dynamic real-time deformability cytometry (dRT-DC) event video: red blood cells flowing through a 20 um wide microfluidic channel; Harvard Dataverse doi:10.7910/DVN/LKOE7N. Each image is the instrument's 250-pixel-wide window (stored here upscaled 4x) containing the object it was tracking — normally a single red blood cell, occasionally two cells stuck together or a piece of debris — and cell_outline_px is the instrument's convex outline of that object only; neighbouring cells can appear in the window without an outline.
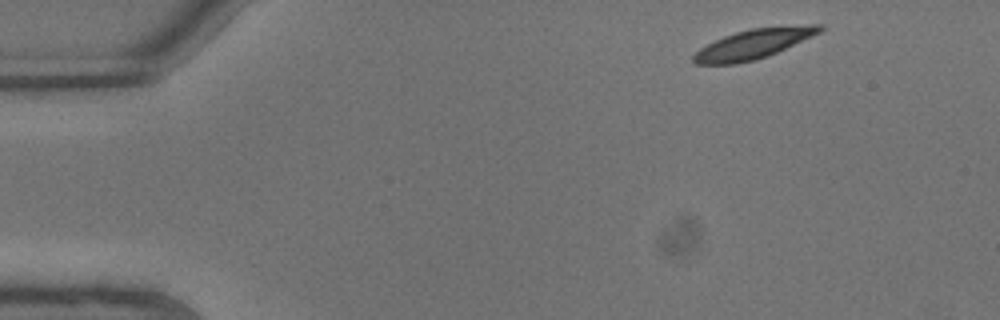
{"species": "common noctule bat (a hibernating species)", "species_latin": "Nyctalus noctula", "temperature_condition": "warm", "stored_images_in_passage": 5, "camera_frame_rate_fps": 3000, "um_per_image_px": 0.085, "animal": {"sex": "male", "body_mass_g": 13.3}, "frame": {"image": 1, "passage_image": 1, "time_ms": 0.0, "image_size_px": [1000, 320], "cell_outline_px": [[824, 28], [820, 32], [812, 36], [768, 56], [756, 60], [736, 64], [696, 64], [692, 60], [692, 56], [700, 48], [724, 36], [736, 32], [752, 28], [808, 24], [824, 24]], "centroid_in_image_um": [64.07, 3.73], "position_along_channel_um": 20.9, "area_um2": 21.73}}